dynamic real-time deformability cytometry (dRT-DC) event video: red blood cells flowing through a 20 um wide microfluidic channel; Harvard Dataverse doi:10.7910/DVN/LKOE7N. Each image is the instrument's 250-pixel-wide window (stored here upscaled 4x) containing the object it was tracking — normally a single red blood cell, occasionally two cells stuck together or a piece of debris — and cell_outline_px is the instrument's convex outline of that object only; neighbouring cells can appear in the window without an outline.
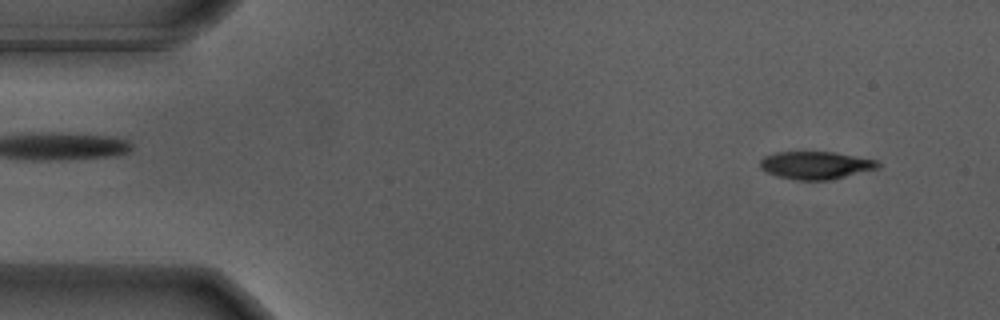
{"species": "Egyptian fruit bat (a non-hibernating species)", "species_latin": "Rousettus aegyptiacus", "temperature_condition": "warm", "stored_images_in_passage": 55, "camera_frame_rate_fps": 3000, "um_per_image_px": 0.085, "animal": {"sex": "male"}, "frame": {"image": 1, "passage_image": 4, "time_ms": 1.0, "image_size_px": [1000, 320], "cell_outline_px": [[880, 168], [828, 180], [796, 180], [776, 176], [760, 168], [760, 160], [764, 156], [776, 152], [832, 152], [876, 160], [880, 164]], "centroid_in_image_um": [69.31, 14.05], "position_along_channel_um": 15.7, "area_um2": 18.9}}
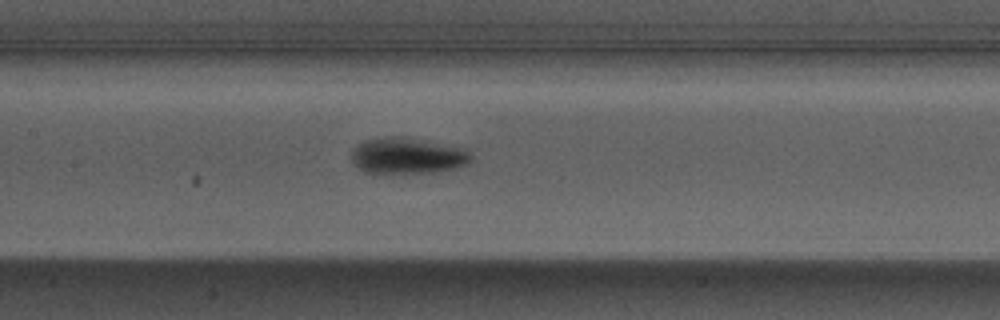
{"frame": {"image": 2, "passage_image": 25, "time_ms": 8.0, "image_size_px": [1000, 320], "cell_outline_px": [[472, 160], [468, 164], [456, 168], [436, 172], [364, 172], [352, 160], [352, 148], [356, 144], [364, 140], [388, 136], [404, 136], [464, 148], [472, 156]], "centroid_in_image_um": [34.64, 13.21], "position_along_channel_um": 172.8, "area_um2": 25.09}}
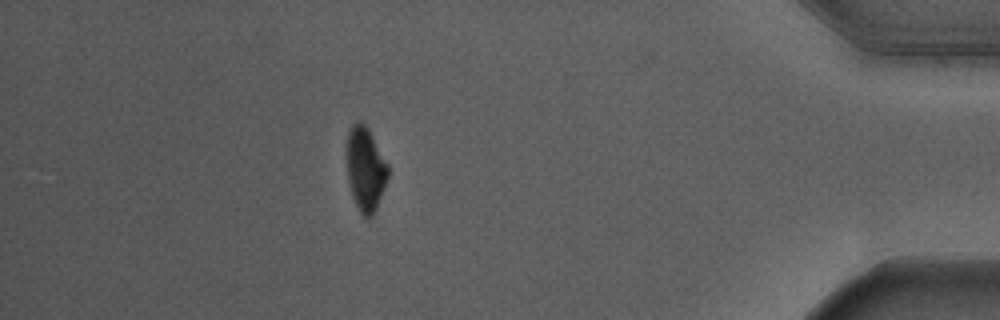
{"frame": {"image": 3, "passage_image": 48, "time_ms": 15.667, "image_size_px": [1000, 320], "cell_outline_px": [[388, 176], [376, 208], [372, 216], [368, 220], [360, 212], [352, 196], [348, 180], [348, 132], [352, 124], [356, 120], [360, 120], [368, 128], [388, 164]], "centroid_in_image_um": [31.07, 14.36], "position_along_channel_um": 404.1, "area_um2": 19.83}, "authors_computed_cell_mechanics": {"area_um2": 21.675, "velocity_mm_per_s": 3.6921, "shape_relaxation_time_tau1_ms": 2.9065, "shape_relaxation_time_tau2_ms": null, "deformation_change_tau1": 0.1899, "deformation_change_tau2": null}}